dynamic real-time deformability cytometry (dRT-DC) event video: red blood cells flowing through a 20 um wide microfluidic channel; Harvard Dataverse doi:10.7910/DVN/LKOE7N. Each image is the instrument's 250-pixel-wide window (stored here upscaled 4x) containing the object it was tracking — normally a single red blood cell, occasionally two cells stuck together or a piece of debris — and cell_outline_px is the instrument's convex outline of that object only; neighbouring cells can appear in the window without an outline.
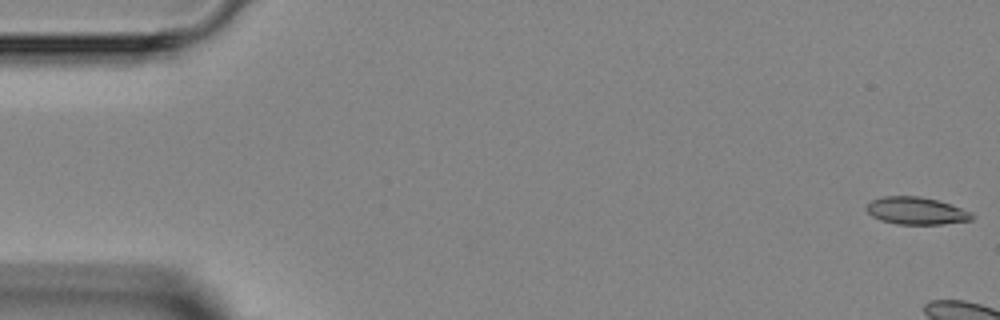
{"species": "Egyptian fruit bat (a non-hibernating species)", "species_latin": "Rousettus aegyptiacus", "temperature_condition": "room temperature", "stored_images_in_passage": 6, "camera_frame_rate_fps": 3000, "um_per_image_px": 0.085, "animal": {"sex": "female"}, "frame": {"image": 1, "passage_image": 1, "time_ms": 0.0, "image_size_px": [1000, 320], "cell_outline_px": [[976, 216], [972, 220], [944, 224], [896, 224], [880, 220], [872, 216], [864, 208], [872, 200], [884, 196], [920, 196], [936, 200], [972, 212]], "centroid_in_image_um": [77.88, 17.93], "position_along_channel_um": 7.1, "area_um2": 16.82}}
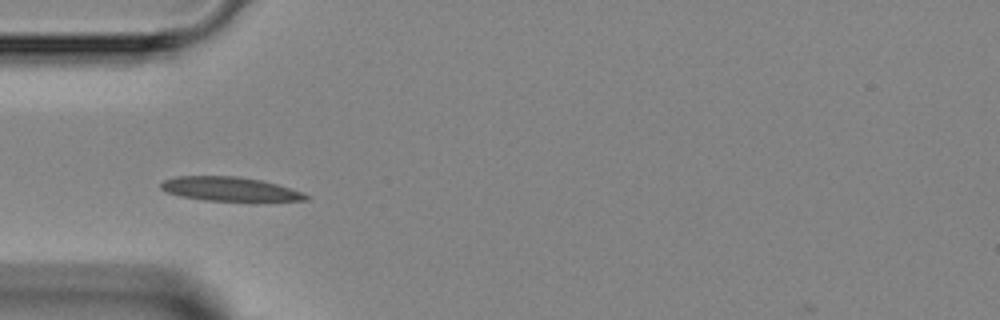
{"frame": {"image": 2, "passage_image": 6, "time_ms": 5.667, "image_size_px": [1000, 320], "cell_outline_px": [[308, 200], [256, 204], [204, 200], [180, 196], [164, 192], [160, 188], [160, 184], [164, 180], [176, 176], [236, 176], [260, 180], [276, 184], [304, 192], [308, 196]], "centroid_in_image_um": [19.61, 16.13], "position_along_channel_um": 65.4, "area_um2": 21.5}}